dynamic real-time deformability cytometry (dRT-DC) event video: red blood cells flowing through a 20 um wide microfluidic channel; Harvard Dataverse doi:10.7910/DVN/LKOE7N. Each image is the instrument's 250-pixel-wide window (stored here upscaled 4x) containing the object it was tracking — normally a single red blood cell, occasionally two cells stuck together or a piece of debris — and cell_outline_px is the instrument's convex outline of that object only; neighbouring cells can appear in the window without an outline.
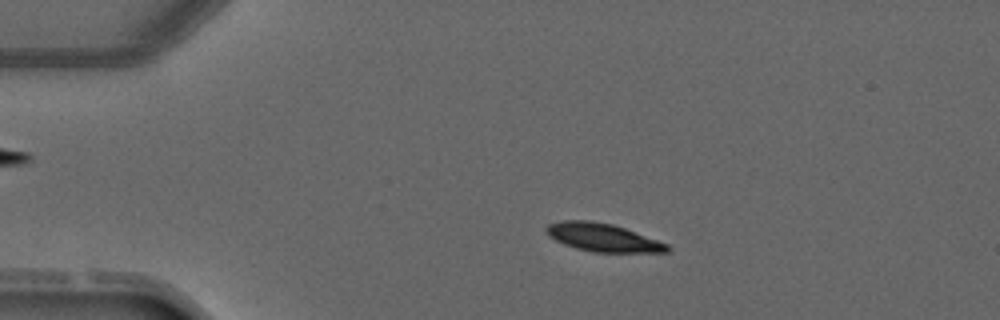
{"species": "common noctule bat (a hibernating species)", "species_latin": "Nyctalus noctula", "temperature_condition": "warm", "stored_images_in_passage": 4, "camera_frame_rate_fps": 3000, "um_per_image_px": 0.085, "animal": {"sex": "male", "forearm_length_mm": 52.5}, "frame": {"image": 1, "passage_image": 3, "time_ms": 3.0, "image_size_px": [1000, 320], "cell_outline_px": [[672, 248], [668, 252], [592, 252], [576, 248], [564, 244], [548, 236], [544, 228], [548, 224], [560, 220], [588, 220], [612, 224], [624, 228], [668, 244]], "centroid_in_image_um": [51.21, 20.18], "position_along_channel_um": 33.8, "area_um2": 19.77}}